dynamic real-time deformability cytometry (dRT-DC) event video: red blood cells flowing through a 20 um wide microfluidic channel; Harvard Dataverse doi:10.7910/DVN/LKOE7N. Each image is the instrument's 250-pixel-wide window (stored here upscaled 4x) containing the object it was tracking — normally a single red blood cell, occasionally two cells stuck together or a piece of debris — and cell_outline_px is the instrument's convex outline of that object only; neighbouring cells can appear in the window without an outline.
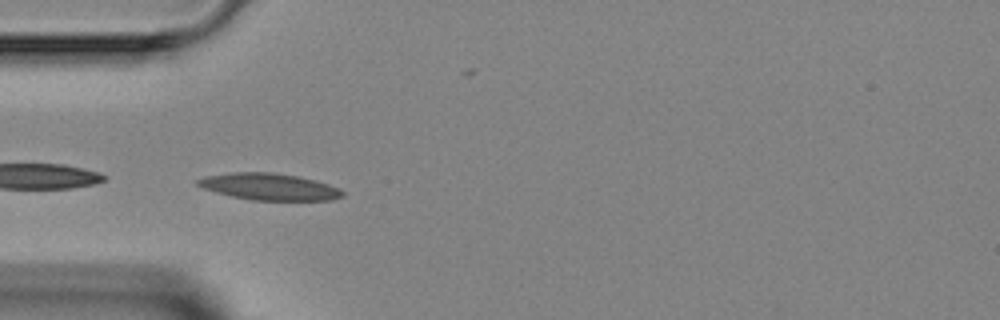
{"species": "Egyptian fruit bat (a non-hibernating species)", "species_latin": "Rousettus aegyptiacus", "temperature_condition": "room temperature", "stored_images_in_passage": 7, "camera_frame_rate_fps": 3000, "um_per_image_px": 0.085, "animal": {"sex": "female"}, "frame": {"image": 1, "passage_image": 3, "time_ms": 3.0, "image_size_px": [1000, 320], "cell_outline_px": [[344, 196], [332, 200], [252, 200], [232, 196], [216, 192], [204, 188], [196, 184], [196, 180], [204, 176], [232, 172], [272, 172], [296, 176], [316, 180], [340, 188], [344, 192]], "centroid_in_image_um": [22.9, 15.87], "position_along_channel_um": 62.1, "area_um2": 22.54}}
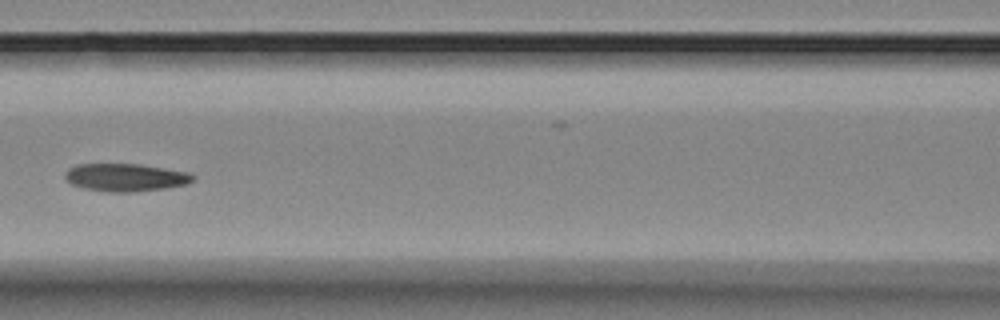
{"frame": {"image": 2, "passage_image": 5, "time_ms": 5.333, "image_size_px": [1000, 320], "cell_outline_px": [[196, 176], [192, 180], [184, 184], [164, 188], [136, 192], [108, 192], [84, 188], [72, 184], [64, 176], [64, 172], [68, 168], [76, 164], [140, 164], [188, 172]], "centroid_in_image_um": [10.63, 15.07], "position_along_channel_um": 156.0, "area_um2": 20.63}}
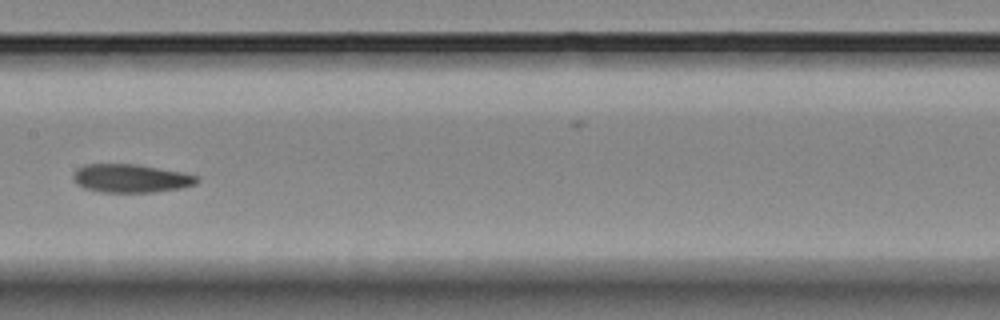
{"frame": {"image": 3, "passage_image": 6, "time_ms": 6.333, "image_size_px": [1000, 320], "cell_outline_px": [[200, 180], [196, 184], [180, 188], [152, 192], [100, 192], [84, 188], [76, 184], [72, 176], [76, 168], [84, 164], [132, 164], [184, 172], [196, 176]], "centroid_in_image_um": [11.09, 15.16], "position_along_channel_um": 196.3, "area_um2": 20.46}}